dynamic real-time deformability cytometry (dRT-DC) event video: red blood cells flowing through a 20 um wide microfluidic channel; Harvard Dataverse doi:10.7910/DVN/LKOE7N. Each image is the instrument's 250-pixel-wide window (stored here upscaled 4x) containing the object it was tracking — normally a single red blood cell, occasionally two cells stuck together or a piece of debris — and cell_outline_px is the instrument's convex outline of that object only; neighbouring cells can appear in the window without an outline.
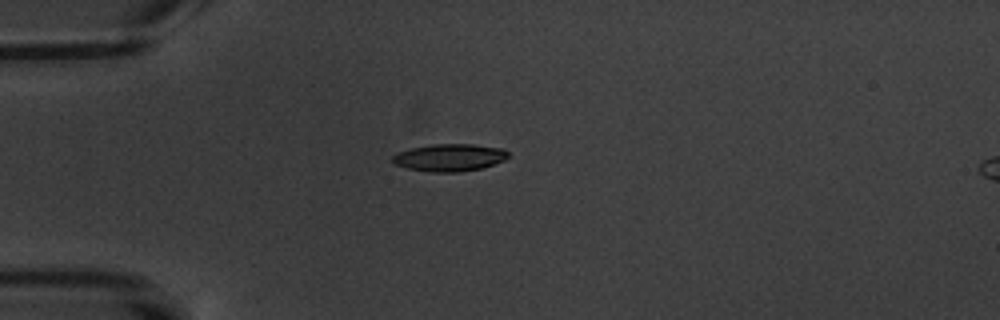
{"species": "common noctule bat (a hibernating species)", "species_latin": "Nyctalus noctula", "temperature_condition": "warm", "stored_images_in_passage": 5, "camera_frame_rate_fps": 3000, "um_per_image_px": 0.085, "animal": {"sex": "male", "body_mass_g": 20.1, "forearm_length_mm": 53.5}, "frame": {"image": 1, "passage_image": 4, "time_ms": 3.333, "image_size_px": [1000, 320], "cell_outline_px": [[512, 156], [504, 160], [480, 168], [460, 172], [432, 172], [408, 168], [392, 164], [392, 156], [396, 152], [412, 148], [432, 144], [472, 144], [504, 148]], "centroid_in_image_um": [38.21, 13.38], "position_along_channel_um": 46.8, "area_um2": 18.55}}